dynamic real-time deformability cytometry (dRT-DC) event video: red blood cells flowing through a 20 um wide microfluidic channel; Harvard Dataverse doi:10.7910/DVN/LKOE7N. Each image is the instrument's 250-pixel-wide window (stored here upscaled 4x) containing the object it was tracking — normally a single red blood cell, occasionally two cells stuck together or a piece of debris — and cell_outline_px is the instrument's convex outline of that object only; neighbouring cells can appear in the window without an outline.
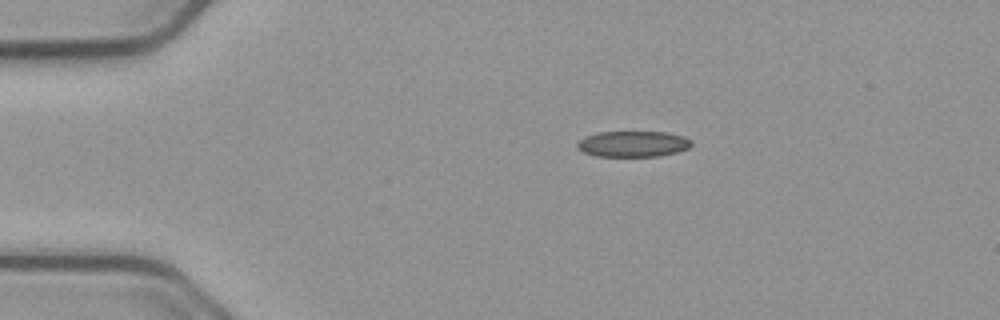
{"species": "common noctule bat (a hibernating species)", "species_latin": "Nyctalus noctula", "temperature_condition": "cold", "stored_images_in_passage": 45, "camera_frame_rate_fps": 3000, "um_per_image_px": 0.085, "animal": {"sex": "male", "body_mass_g": 23.1, "forearm_length_mm": 52.7}, "frame": {"image": 1, "passage_image": 1, "time_ms": 0.0, "image_size_px": [1000, 320], "cell_outline_px": [[692, 144], [688, 148], [676, 152], [660, 156], [596, 156], [584, 152], [576, 148], [576, 144], [584, 136], [596, 132], [664, 132], [684, 136], [692, 140]], "centroid_in_image_um": [53.79, 12.23], "position_along_channel_um": 31.2, "area_um2": 17.28}}
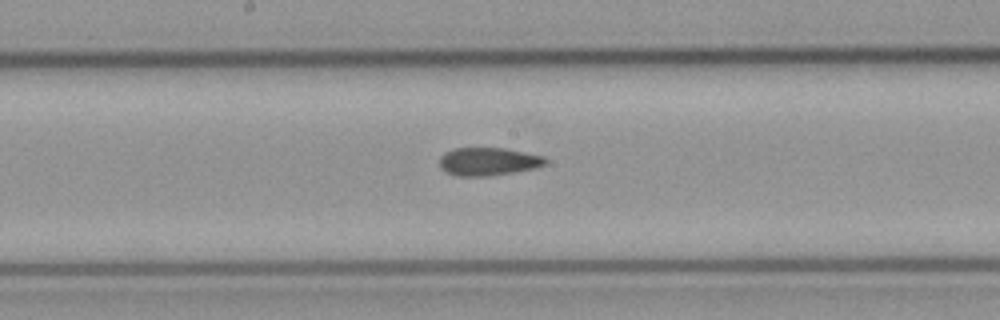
{"frame": {"image": 2, "passage_image": 19, "time_ms": 6.0, "image_size_px": [1000, 320], "cell_outline_px": [[548, 164], [536, 168], [488, 176], [460, 176], [444, 172], [440, 168], [440, 156], [444, 152], [452, 148], [504, 148], [544, 156], [548, 160]], "centroid_in_image_um": [41.5, 13.72], "position_along_channel_um": 206.7, "area_um2": 17.46}}
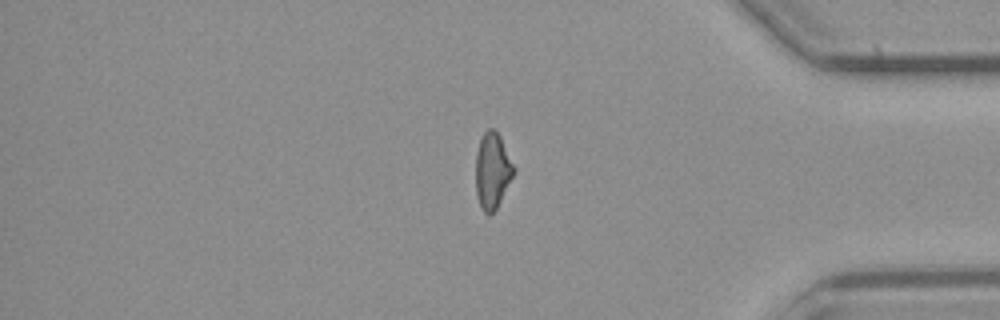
{"frame": {"image": 3, "passage_image": 36, "time_ms": 11.667, "image_size_px": [1000, 320], "cell_outline_px": [[516, 172], [496, 208], [488, 216], [480, 208], [476, 192], [476, 152], [480, 140], [484, 132], [488, 128], [492, 128], [500, 136], [516, 168]], "centroid_in_image_um": [41.86, 14.51], "position_along_channel_um": 393.3, "area_um2": 16.94}, "authors_computed_cell_mechanics": {"area_um2": 17.2822, "velocity_mm_per_s": 3.7578, "shape_relaxation_time_tau1_ms": null, "shape_relaxation_time_tau2_ms": 2.5258, "deformation_change_tau1": null, "deformation_change_tau2": 0.0939}}